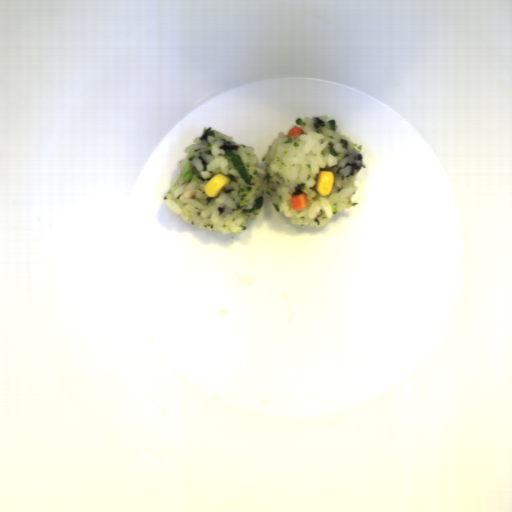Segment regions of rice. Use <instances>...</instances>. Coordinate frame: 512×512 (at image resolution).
Returning <instances> with one entry per match:
<instances>
[{"label": "rice", "mask_w": 512, "mask_h": 512, "mask_svg": "<svg viewBox=\"0 0 512 512\" xmlns=\"http://www.w3.org/2000/svg\"><path fill=\"white\" fill-rule=\"evenodd\" d=\"M295 126L304 132L298 136L277 134L261 157L266 169L258 166L255 147L238 144L234 137L203 127L195 144L184 149L187 156L177 162L179 173L170 180V189L164 194L165 205L186 223L209 232L223 235L241 233L247 229L248 220L254 221L265 205V194L272 207L289 219L290 224L314 227L327 226L333 217L344 210L359 206L353 201L359 187L357 175L366 169L362 144L350 136L336 131V120L328 115L296 118ZM225 150L240 155L251 177L248 182L235 168ZM190 162L193 178L190 183L182 175L183 167ZM320 170L333 171L335 180L329 196L315 191ZM223 174L229 182L217 198L204 192V185ZM307 193L309 206L293 211L290 197Z\"/></svg>", "instance_id": "rice-1"}]
</instances>
